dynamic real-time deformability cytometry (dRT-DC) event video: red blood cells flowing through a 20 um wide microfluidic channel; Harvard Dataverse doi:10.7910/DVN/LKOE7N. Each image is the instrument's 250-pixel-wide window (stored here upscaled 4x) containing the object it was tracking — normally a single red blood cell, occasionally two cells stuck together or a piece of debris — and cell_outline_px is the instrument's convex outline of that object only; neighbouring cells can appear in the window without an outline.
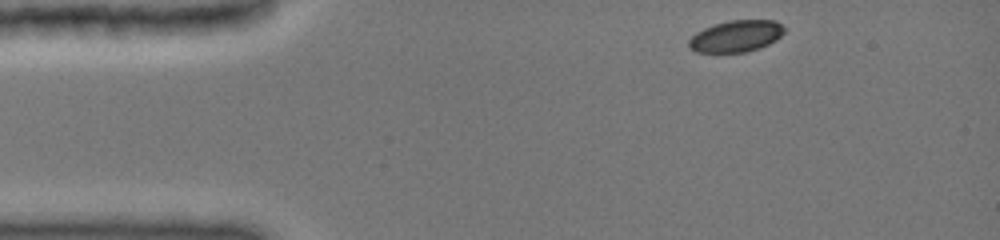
{"species": "common noctule bat (a hibernating species)", "species_latin": "Nyctalus noctula", "temperature_condition": "cold", "stored_images_in_passage": 28, "camera_frame_rate_fps": 3000, "um_per_image_px": 0.085, "animal": {"sex": "female", "body_mass_g": 19.0, "forearm_length_mm": 51.5}, "frame": {"image": 1, "passage_image": 1, "time_ms": 0.0, "image_size_px": [1000, 240], "cell_outline_px": [[784, 32], [776, 40], [768, 44], [744, 52], [696, 52], [688, 44], [688, 40], [696, 32], [704, 28], [716, 24], [732, 20], [776, 20], [784, 28]], "centroid_in_image_um": [62.56, 3.06], "position_along_channel_um": 22.4, "area_um2": 17.28}}
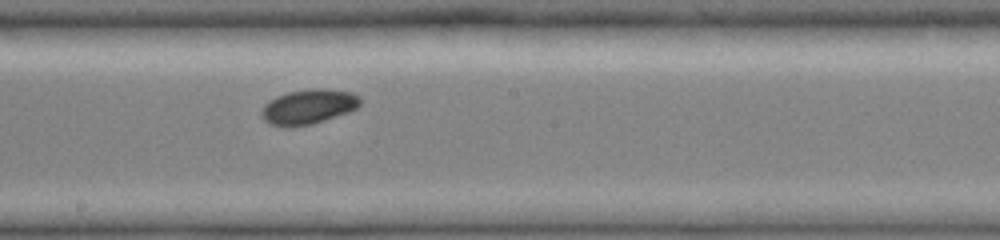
{"frame": {"image": 2, "passage_image": 16, "time_ms": 6.667, "image_size_px": [1000, 240], "cell_outline_px": [[360, 104], [356, 108], [348, 112], [312, 124], [272, 124], [264, 120], [264, 104], [268, 100], [276, 96], [288, 92], [312, 88], [328, 88], [352, 92], [360, 96]], "centroid_in_image_um": [26.29, 9.01], "position_along_channel_um": 221.9, "area_um2": 19.42}}
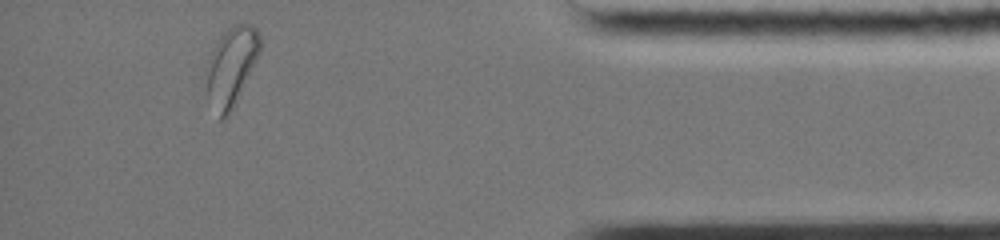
{"frame": {"image": 3, "passage_image": 28, "time_ms": 12.333, "image_size_px": [1000, 240], "cell_outline_px": [[260, 52], [228, 116], [224, 120], [216, 120], [208, 96], [204, 68], [220, 36], [232, 24], [252, 24], [256, 28], [260, 36]], "centroid_in_image_um": [19.62, 5.67], "position_along_channel_um": 415.6, "area_um2": 24.62}, "authors_computed_cell_mechanics": {"area_um2": 19.1607, "velocity_mm_per_s": 3.963, "shape_relaxation_time_tau1_ms": 1.0274, "shape_relaxation_time_tau2_ms": null, "deformation_change_tau1": 0.0425, "deformation_change_tau2": null}}